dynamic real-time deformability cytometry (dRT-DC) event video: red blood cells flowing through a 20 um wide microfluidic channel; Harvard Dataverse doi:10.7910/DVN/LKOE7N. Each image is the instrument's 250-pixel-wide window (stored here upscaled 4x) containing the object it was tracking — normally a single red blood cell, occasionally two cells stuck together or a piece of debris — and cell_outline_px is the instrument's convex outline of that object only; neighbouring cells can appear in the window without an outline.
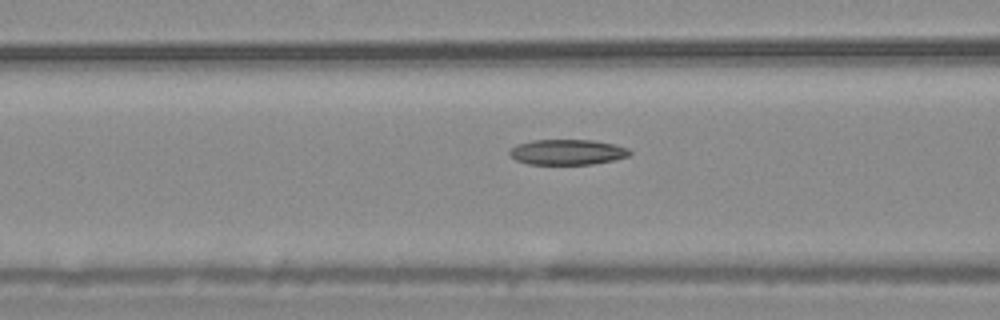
{"species": "common noctule bat (a hibernating species)", "species_latin": "Nyctalus noctula", "temperature_condition": "warm", "stored_images_in_passage": 49, "camera_frame_rate_fps": 3000, "um_per_image_px": 0.085, "animal": {"sex": "male", "body_mass_g": 20.4}, "frame": {"image": 1, "passage_image": 22, "time_ms": 7.0, "image_size_px": [1000, 320], "cell_outline_px": [[632, 152], [628, 156], [612, 160], [592, 164], [528, 164], [516, 160], [508, 152], [516, 144], [532, 140], [592, 140], [616, 144], [628, 148]], "centroid_in_image_um": [48.23, 12.92], "position_along_channel_um": 118.4, "area_um2": 17.74}}
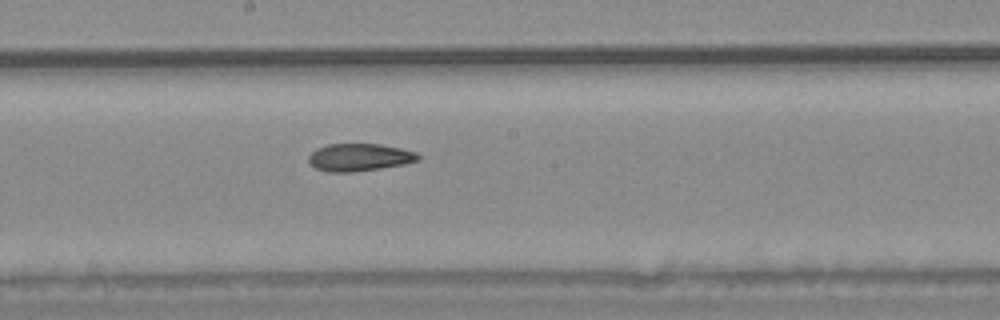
{"frame": {"image": 2, "passage_image": 30, "time_ms": 9.667, "image_size_px": [1000, 320], "cell_outline_px": [[420, 160], [404, 164], [352, 172], [328, 172], [316, 168], [308, 164], [308, 156], [316, 148], [328, 144], [380, 144], [400, 148], [416, 152], [420, 156]], "centroid_in_image_um": [30.52, 13.37], "position_along_channel_um": 217.7, "area_um2": 17.57}}
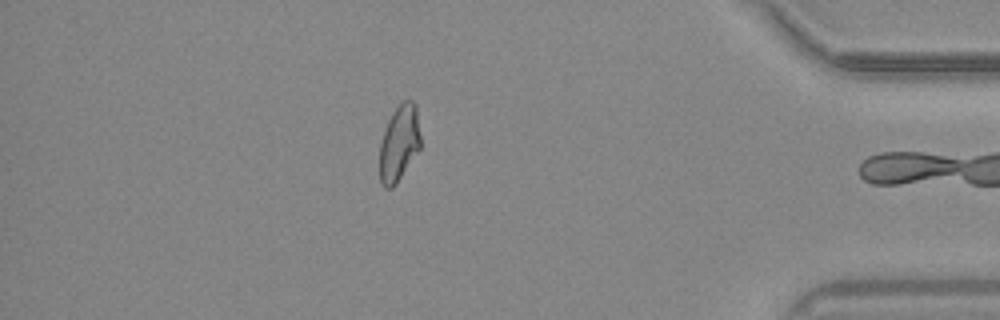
{"frame": {"image": 3, "passage_image": 48, "time_ms": 15.667, "image_size_px": [1000, 320], "cell_outline_px": [[420, 148], [396, 184], [392, 188], [384, 188], [380, 184], [380, 144], [388, 120], [392, 112], [404, 100], [412, 100], [416, 104], [420, 136]], "centroid_in_image_um": [33.93, 12.18], "position_along_channel_um": 401.3, "area_um2": 18.03}, "authors_computed_cell_mechanics": {"area_um2": 18.496, "velocity_mm_per_s": 3.713, "shape_relaxation_time_tau1_ms": null, "shape_relaxation_time_tau2_ms": 3.8785, "deformation_change_tau1": null, "deformation_change_tau2": 0.1024}}